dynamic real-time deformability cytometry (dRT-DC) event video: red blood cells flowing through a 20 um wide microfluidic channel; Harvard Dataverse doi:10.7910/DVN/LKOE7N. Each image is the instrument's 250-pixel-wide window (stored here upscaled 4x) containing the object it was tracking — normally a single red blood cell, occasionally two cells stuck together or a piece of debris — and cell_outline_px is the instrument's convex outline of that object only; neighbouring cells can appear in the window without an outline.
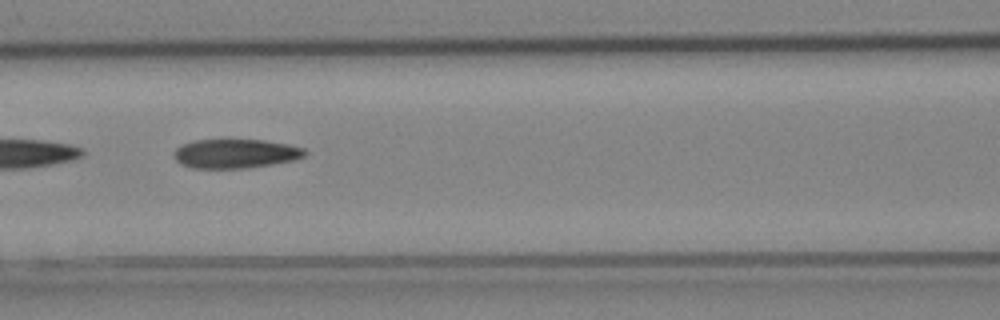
{"species": "Egyptian fruit bat (a non-hibernating species)", "species_latin": "Rousettus aegyptiacus", "temperature_condition": "cold", "stored_images_in_passage": 9, "camera_frame_rate_fps": 3000, "um_per_image_px": 0.085, "animal": {"sex": "female"}, "frame": {"image": 1, "passage_image": 6, "time_ms": 1.667, "image_size_px": [1000, 320], "cell_outline_px": [[308, 152], [304, 156], [296, 160], [248, 168], [192, 168], [180, 164], [176, 160], [176, 148], [192, 140], [228, 136], [264, 140], [288, 144], [304, 148]], "centroid_in_image_um": [20.03, 13.0], "position_along_channel_um": 146.6, "area_um2": 23.24}}